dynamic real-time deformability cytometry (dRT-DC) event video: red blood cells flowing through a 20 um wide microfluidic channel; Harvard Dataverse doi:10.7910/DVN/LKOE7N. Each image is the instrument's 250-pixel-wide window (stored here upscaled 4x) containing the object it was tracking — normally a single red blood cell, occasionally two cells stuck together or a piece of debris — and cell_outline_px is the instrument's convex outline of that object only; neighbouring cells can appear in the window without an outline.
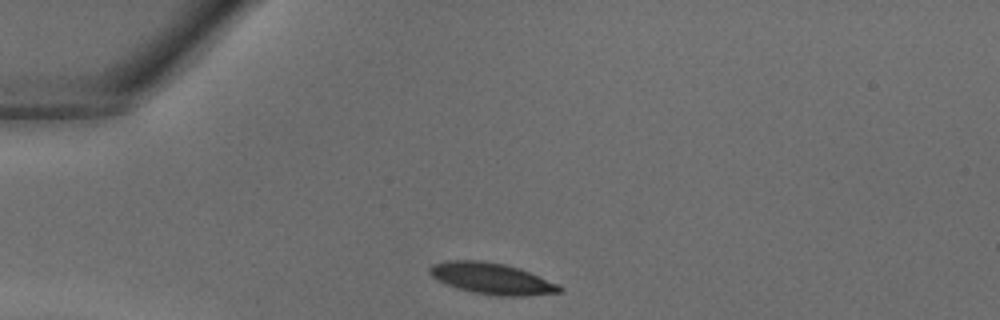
{"species": "common noctule bat (a hibernating species)", "species_latin": "Nyctalus noctula", "temperature_condition": "warm", "stored_images_in_passage": 30, "camera_frame_rate_fps": 3000, "um_per_image_px": 0.085, "animal": {"sex": "male", "body_mass_g": 18.8}, "frame": {"image": 1, "passage_image": 1, "time_ms": 0.0, "image_size_px": [1000, 320], "cell_outline_px": [[564, 288], [560, 292], [524, 296], [496, 296], [476, 292], [460, 288], [448, 284], [432, 276], [428, 272], [428, 268], [432, 264], [444, 260], [480, 260], [504, 264], [528, 272], [560, 284]], "centroid_in_image_um": [41.81, 23.67], "position_along_channel_um": 43.2, "area_um2": 23.35}}
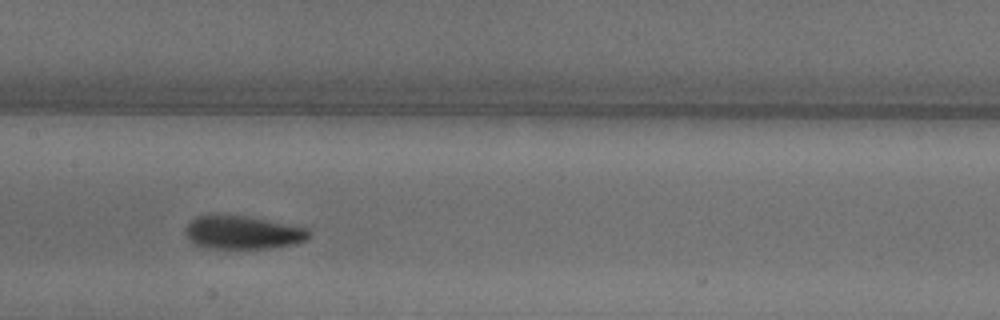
{"frame": {"image": 2, "passage_image": 11, "time_ms": 3.333, "image_size_px": [1000, 320], "cell_outline_px": [[312, 236], [296, 244], [268, 248], [204, 248], [196, 244], [184, 232], [184, 228], [196, 216], [216, 212], [252, 216], [308, 228]], "centroid_in_image_um": [20.63, 19.71], "position_along_channel_um": 186.8, "area_um2": 24.68}}
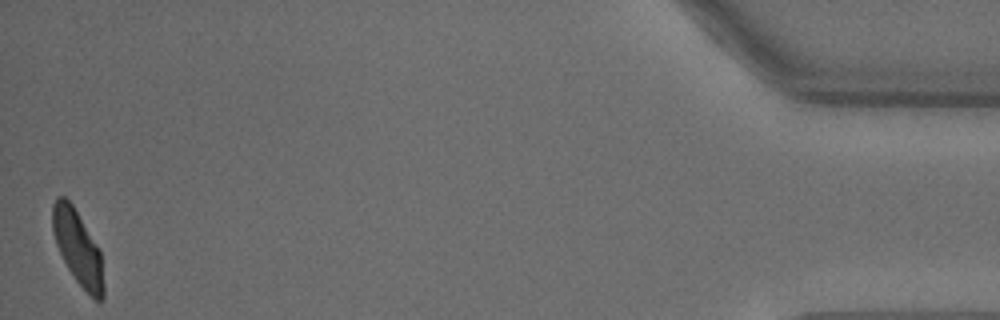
{"frame": {"image": 3, "passage_image": 30, "time_ms": 9.667, "image_size_px": [1000, 320], "cell_outline_px": [[104, 300], [100, 304], [76, 280], [68, 268], [56, 244], [52, 232], [52, 204], [56, 196], [64, 196], [72, 204], [100, 248], [104, 284]], "centroid_in_image_um": [6.62, 21.04], "position_along_channel_um": 428.6, "area_um2": 22.2}}